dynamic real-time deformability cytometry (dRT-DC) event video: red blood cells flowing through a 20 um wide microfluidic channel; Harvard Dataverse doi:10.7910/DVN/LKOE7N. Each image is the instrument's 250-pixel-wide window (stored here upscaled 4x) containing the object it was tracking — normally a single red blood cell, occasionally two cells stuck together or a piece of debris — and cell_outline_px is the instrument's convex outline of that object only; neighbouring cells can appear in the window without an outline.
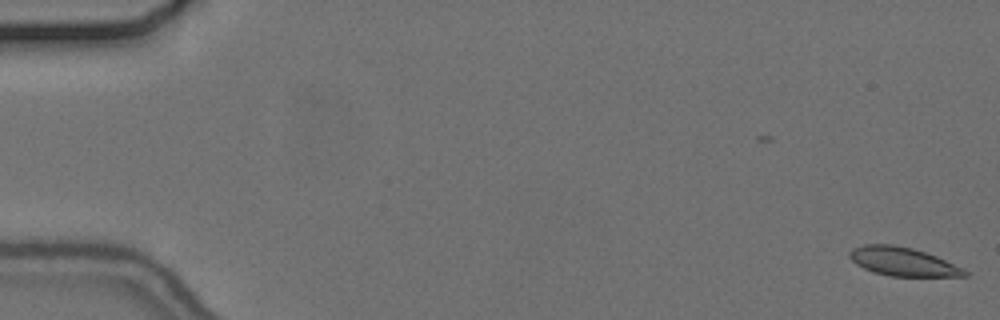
{"species": "common noctule bat (a hibernating species)", "species_latin": "Nyctalus noctula", "temperature_condition": "cold", "stored_images_in_passage": 56, "camera_frame_rate_fps": 3000, "um_per_image_px": 0.085, "animal": {"sex": "female", "body_mass_g": 24.6, "forearm_length_mm": 56.2}, "frame": {"image": 1, "passage_image": 1, "time_ms": 0.0, "image_size_px": [1000, 320], "cell_outline_px": [[968, 276], [888, 276], [864, 268], [856, 264], [848, 256], [848, 252], [852, 248], [864, 244], [892, 244], [912, 248], [936, 256], [964, 268], [968, 272]], "centroid_in_image_um": [76.73, 22.23], "position_along_channel_um": 8.3, "area_um2": 19.13}}
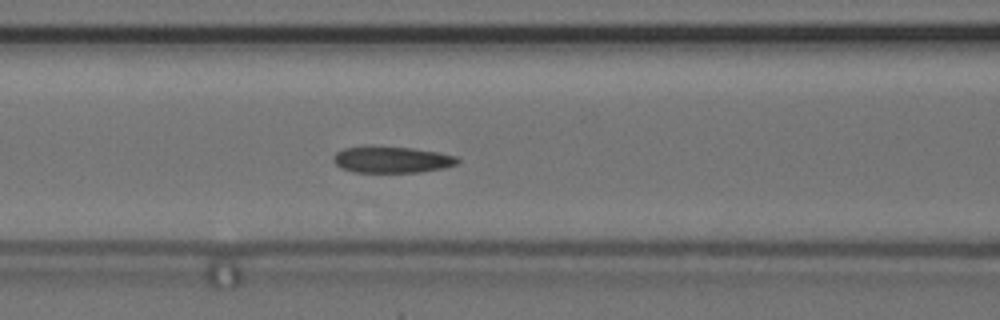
{"frame": {"image": 2, "passage_image": 24, "time_ms": 7.667, "image_size_px": [1000, 320], "cell_outline_px": [[460, 160], [456, 164], [444, 168], [420, 172], [352, 172], [340, 168], [332, 160], [332, 156], [336, 152], [344, 148], [368, 144], [412, 148], [436, 152], [456, 156]], "centroid_in_image_um": [33.23, 13.55], "position_along_channel_um": 133.4, "area_um2": 19.59}}
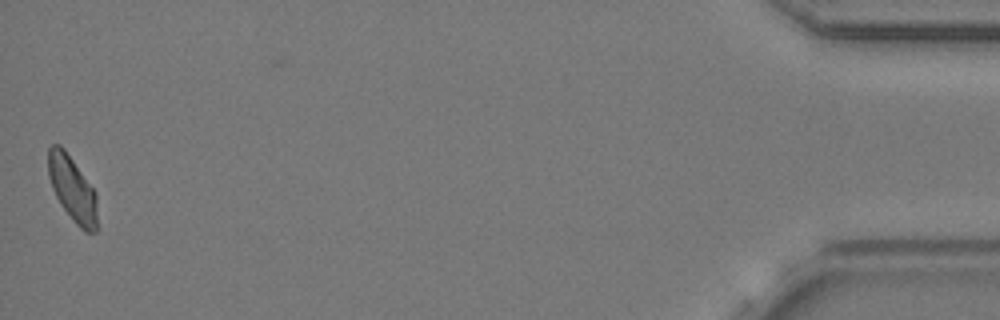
{"frame": {"image": 3, "passage_image": 56, "time_ms": 18.333, "image_size_px": [1000, 320], "cell_outline_px": [[96, 232], [84, 232], [72, 220], [60, 204], [52, 188], [48, 176], [48, 148], [52, 144], [60, 144], [64, 148], [96, 192]], "centroid_in_image_um": [6.13, 16.04], "position_along_channel_um": 429.1, "area_um2": 18.61}, "authors_computed_cell_mechanics": {"area_um2": 19.3052, "velocity_mm_per_s": 3.6562, "shape_relaxation_time_tau1_ms": 3.5272, "shape_relaxation_time_tau2_ms": 2.121, "deformation_change_tau1": 0.1046, "deformation_change_tau2": 0.0866}}